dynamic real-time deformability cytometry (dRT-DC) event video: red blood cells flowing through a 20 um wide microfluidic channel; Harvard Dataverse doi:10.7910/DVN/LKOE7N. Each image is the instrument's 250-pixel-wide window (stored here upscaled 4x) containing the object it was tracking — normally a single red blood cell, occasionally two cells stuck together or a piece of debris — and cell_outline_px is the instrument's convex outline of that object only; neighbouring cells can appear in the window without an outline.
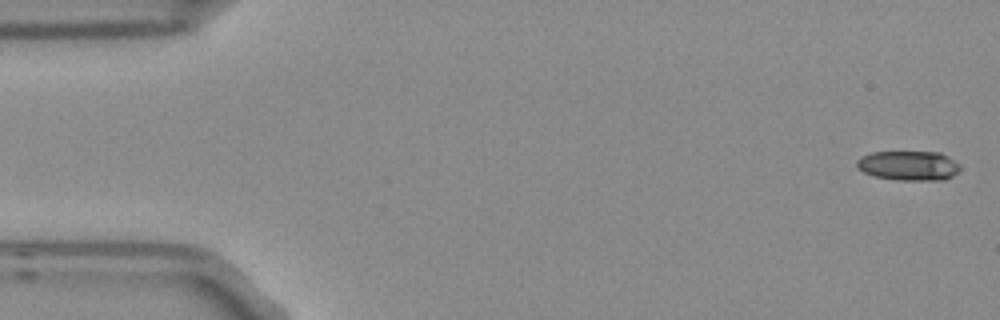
{"species": "Egyptian fruit bat (a non-hibernating species)", "species_latin": "Rousettus aegyptiacus", "temperature_condition": "room temperature", "stored_images_in_passage": 3, "camera_frame_rate_fps": 3000, "um_per_image_px": 0.085, "frame": {"image": 1, "passage_image": 1, "time_ms": 0.0, "image_size_px": [1000, 320], "cell_outline_px": [[960, 172], [944, 180], [896, 180], [876, 176], [864, 172], [856, 168], [856, 160], [860, 156], [872, 152], [940, 152], [948, 156], [960, 164]], "centroid_in_image_um": [77.24, 14.07], "position_along_channel_um": 7.8, "area_um2": 18.03}}